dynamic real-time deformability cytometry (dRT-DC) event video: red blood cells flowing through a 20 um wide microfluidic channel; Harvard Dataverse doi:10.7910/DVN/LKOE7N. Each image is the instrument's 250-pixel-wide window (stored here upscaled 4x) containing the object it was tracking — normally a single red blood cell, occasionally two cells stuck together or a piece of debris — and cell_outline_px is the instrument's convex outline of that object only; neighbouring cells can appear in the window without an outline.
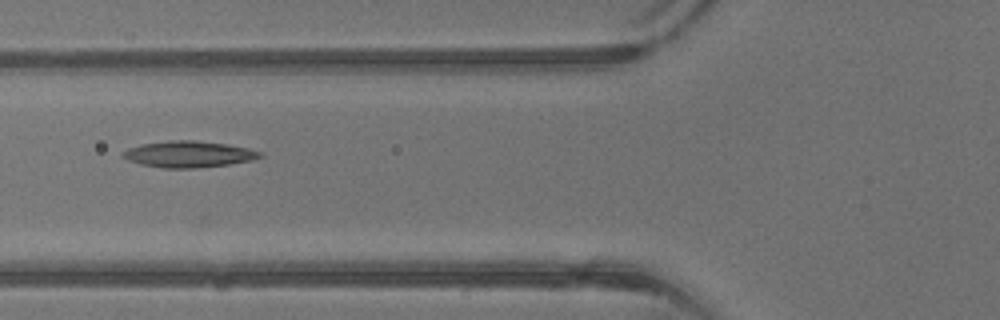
{"species": "common noctule bat (a hibernating species)", "species_latin": "Nyctalus noctula", "temperature_condition": "warm", "stored_images_in_passage": 29, "camera_frame_rate_fps": 3000, "um_per_image_px": 0.085, "animal": {"sex": "male", "body_mass_g": 13.3}, "frame": {"image": 1, "passage_image": 4, "time_ms": 1.0, "image_size_px": [1000, 320], "cell_outline_px": [[264, 156], [252, 160], [228, 164], [192, 168], [164, 168], [140, 164], [128, 160], [120, 156], [128, 148], [144, 144], [172, 140], [192, 140], [228, 144], [248, 148], [264, 152]], "centroid_in_image_um": [16.07, 13.1], "position_along_channel_um": 109.7, "area_um2": 20.92}}
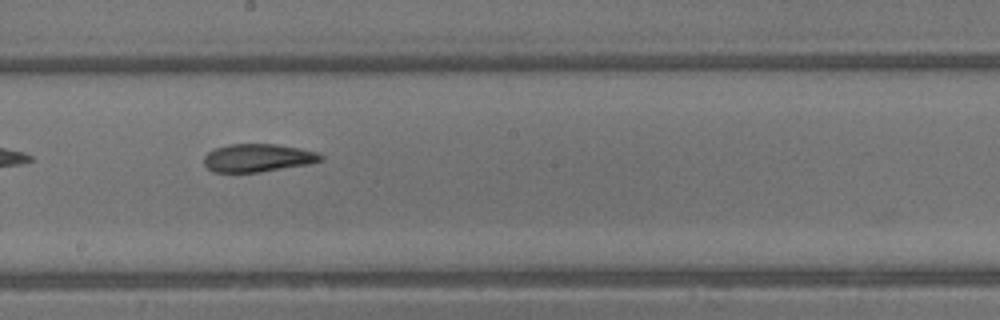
{"frame": {"image": 2, "passage_image": 11, "time_ms": 3.333, "image_size_px": [1000, 320], "cell_outline_px": [[324, 160], [308, 164], [260, 172], [212, 172], [204, 164], [204, 156], [208, 152], [216, 148], [228, 144], [276, 144], [300, 148], [316, 152], [324, 156]], "centroid_in_image_um": [21.92, 13.42], "position_along_channel_um": 226.3, "area_um2": 19.07}}
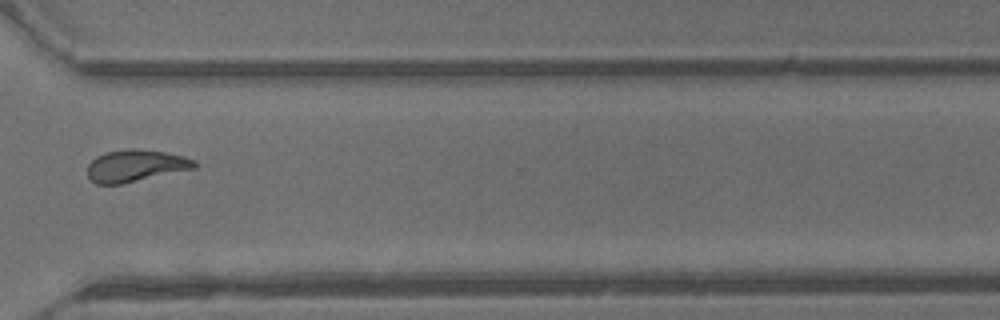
{"frame": {"image": 3, "passage_image": 19, "time_ms": 6.0, "image_size_px": [1000, 320], "cell_outline_px": [[196, 168], [120, 184], [96, 184], [88, 176], [88, 164], [96, 156], [108, 152], [128, 148], [136, 148], [164, 152], [184, 156], [196, 160]], "centroid_in_image_um": [11.53, 14.08], "position_along_channel_um": 359.1, "area_um2": 19.83}}